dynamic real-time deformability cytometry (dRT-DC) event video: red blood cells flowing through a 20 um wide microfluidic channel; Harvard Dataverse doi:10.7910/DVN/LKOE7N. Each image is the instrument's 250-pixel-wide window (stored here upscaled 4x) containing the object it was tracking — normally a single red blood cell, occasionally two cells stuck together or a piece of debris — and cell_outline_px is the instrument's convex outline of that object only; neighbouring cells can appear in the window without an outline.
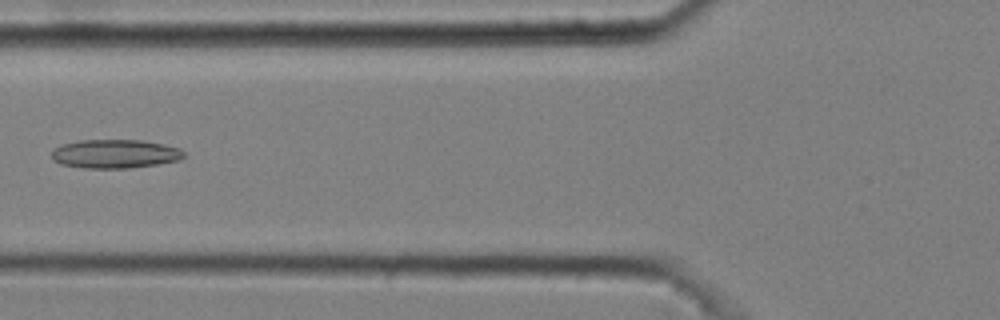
{"species": "common noctule bat (a hibernating species)", "species_latin": "Nyctalus noctula", "temperature_condition": "cold", "stored_images_in_passage": 8, "camera_frame_rate_fps": 3000, "um_per_image_px": 0.085, "animal": {"sex": "male", "body_mass_g": 20.4}, "frame": {"image": 1, "passage_image": 7, "time_ms": 2.0, "image_size_px": [1000, 320], "cell_outline_px": [[184, 156], [180, 160], [156, 164], [128, 168], [84, 168], [60, 164], [52, 160], [52, 148], [64, 144], [80, 140], [144, 140], [164, 144], [180, 148], [184, 152]], "centroid_in_image_um": [9.76, 13.07], "position_along_channel_um": 116.0, "area_um2": 22.25}}
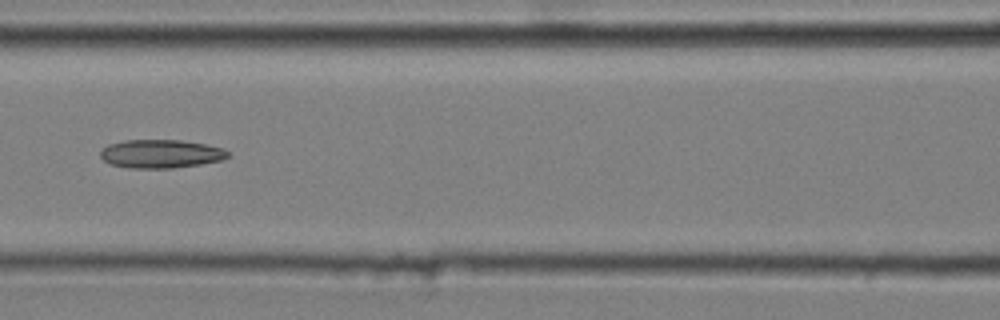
{"frame": {"image": 2, "passage_image": 8, "time_ms": 2.333, "image_size_px": [1000, 320], "cell_outline_px": [[232, 152], [228, 156], [220, 160], [200, 164], [172, 168], [132, 168], [112, 164], [104, 160], [100, 156], [100, 152], [108, 144], [124, 140], [180, 140], [204, 144], [224, 148]], "centroid_in_image_um": [13.69, 13.07], "position_along_channel_um": 152.9, "area_um2": 21.04}}